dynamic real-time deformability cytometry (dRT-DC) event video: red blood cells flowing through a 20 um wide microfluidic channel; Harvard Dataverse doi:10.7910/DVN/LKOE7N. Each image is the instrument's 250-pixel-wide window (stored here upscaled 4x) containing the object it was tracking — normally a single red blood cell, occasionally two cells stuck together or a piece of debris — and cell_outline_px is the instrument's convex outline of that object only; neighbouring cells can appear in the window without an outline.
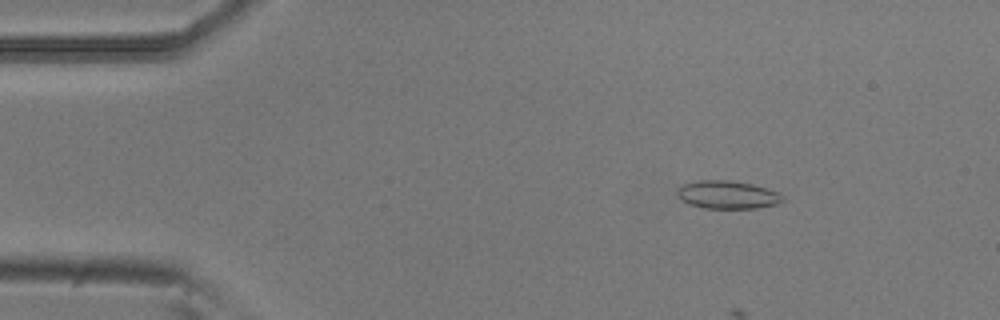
{"species": "common noctule bat (a hibernating species)", "species_latin": "Nyctalus noctula", "temperature_condition": "room temperature", "stored_images_in_passage": 18, "camera_frame_rate_fps": 3000, "um_per_image_px": 0.085, "animal": {"sex": "male", "body_mass_g": 20.5, "forearm_length_mm": 52.5}, "frame": {"image": 1, "passage_image": 8, "time_ms": 2.333, "image_size_px": [1000, 320], "cell_outline_px": [[784, 200], [780, 204], [756, 208], [704, 208], [692, 204], [676, 196], [676, 188], [684, 184], [700, 180], [728, 180], [752, 184], [768, 188], [780, 192], [784, 196]], "centroid_in_image_um": [61.89, 16.55], "position_along_channel_um": 23.1, "area_um2": 17.34}}